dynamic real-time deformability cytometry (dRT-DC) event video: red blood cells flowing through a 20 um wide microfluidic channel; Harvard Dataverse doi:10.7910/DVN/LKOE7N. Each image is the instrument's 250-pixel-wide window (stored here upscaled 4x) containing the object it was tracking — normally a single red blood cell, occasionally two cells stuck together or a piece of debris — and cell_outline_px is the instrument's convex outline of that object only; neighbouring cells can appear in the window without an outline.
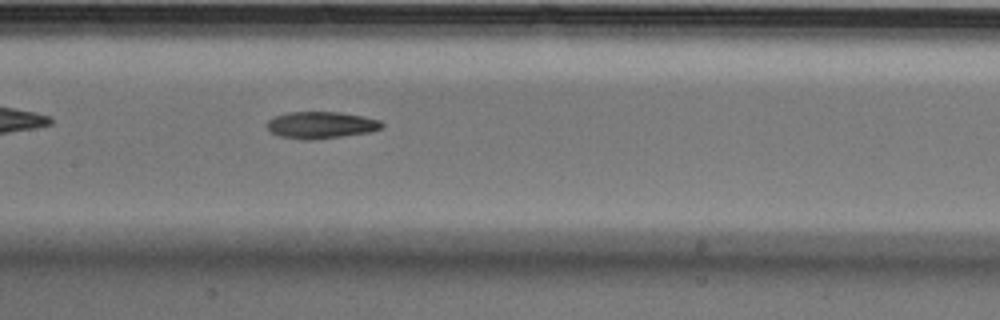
{"species": "Egyptian fruit bat (a non-hibernating species)", "species_latin": "Rousettus aegyptiacus", "temperature_condition": "cold", "stored_images_in_passage": 42, "camera_frame_rate_fps": 3000, "um_per_image_px": 0.085, "animal": {"sex": "male"}, "frame": {"image": 1, "passage_image": 13, "time_ms": 4.0, "image_size_px": [1000, 320], "cell_outline_px": [[384, 128], [372, 132], [344, 136], [312, 140], [300, 140], [280, 136], [272, 132], [264, 124], [268, 120], [276, 116], [288, 112], [340, 112], [364, 116], [380, 120], [384, 124]], "centroid_in_image_um": [27.32, 10.63], "position_along_channel_um": 180.1, "area_um2": 18.26}, "authors_computed_cell_mechanics": {"area_um2": 18.3804, "velocity_mm_per_s": 3.5654, "shape_relaxation_time_tau1_ms": 4.1432, "shape_relaxation_time_tau2_ms": 5.3145, "deformation_change_tau1": 0.1232, "deformation_change_tau2": 0.1253}}